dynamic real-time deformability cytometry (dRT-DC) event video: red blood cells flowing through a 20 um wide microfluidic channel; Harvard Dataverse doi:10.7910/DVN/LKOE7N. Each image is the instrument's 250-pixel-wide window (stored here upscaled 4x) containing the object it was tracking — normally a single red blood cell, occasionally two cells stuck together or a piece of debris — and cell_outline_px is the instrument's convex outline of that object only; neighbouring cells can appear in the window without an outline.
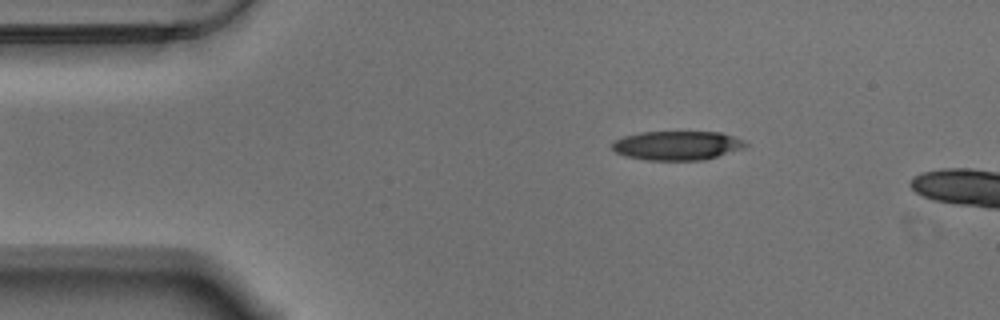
{"species": "Egyptian fruit bat (a non-hibernating species)", "species_latin": "Rousettus aegyptiacus", "temperature_condition": "warm", "stored_images_in_passage": 13, "camera_frame_rate_fps": 3000, "um_per_image_px": 0.085, "animal": {"sex": "male"}, "frame": {"image": 1, "passage_image": 8, "time_ms": 2.333, "image_size_px": [1000, 320], "cell_outline_px": [[748, 144], [744, 148], [704, 160], [644, 160], [624, 156], [616, 152], [612, 148], [612, 140], [624, 136], [640, 132], [720, 132], [744, 140]], "centroid_in_image_um": [57.52, 12.37], "position_along_channel_um": 27.5, "area_um2": 22.72}}